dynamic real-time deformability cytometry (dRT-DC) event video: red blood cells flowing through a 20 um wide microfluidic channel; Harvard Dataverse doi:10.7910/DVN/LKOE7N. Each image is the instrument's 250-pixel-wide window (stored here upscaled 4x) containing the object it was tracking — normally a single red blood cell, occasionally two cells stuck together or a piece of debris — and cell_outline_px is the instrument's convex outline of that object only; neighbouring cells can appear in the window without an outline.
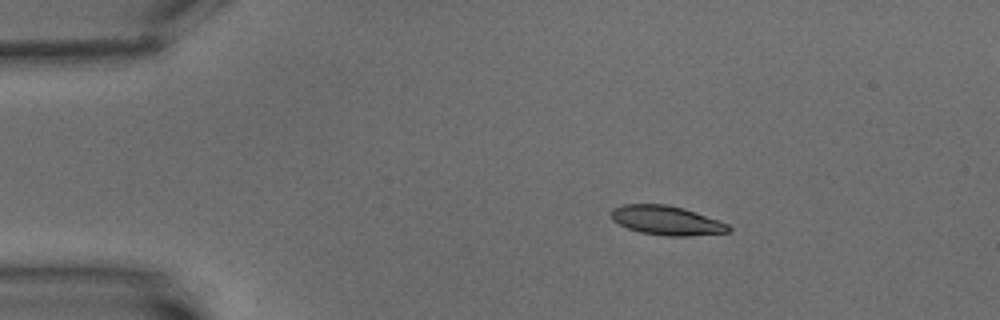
{"species": "common noctule bat (a hibernating species)", "species_latin": "Nyctalus noctula", "temperature_condition": "warm", "stored_images_in_passage": 9, "camera_frame_rate_fps": 3000, "um_per_image_px": 0.085, "animal": {"sex": "male", "body_mass_g": 15.6}, "frame": {"image": 1, "passage_image": 1, "time_ms": 0.0, "image_size_px": [1000, 320], "cell_outline_px": [[732, 228], [728, 232], [688, 236], [668, 236], [640, 232], [628, 228], [612, 220], [612, 208], [624, 204], [668, 204], [684, 208], [728, 224]], "centroid_in_image_um": [56.65, 18.73], "position_along_channel_um": 28.3, "area_um2": 19.83}}
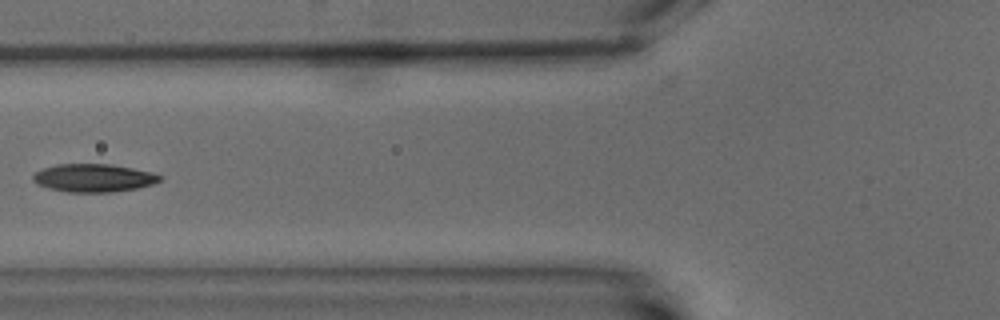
{"frame": {"image": 2, "passage_image": 5, "time_ms": 4.667, "image_size_px": [1000, 320], "cell_outline_px": [[164, 176], [160, 180], [152, 184], [136, 188], [112, 192], [68, 192], [48, 188], [36, 184], [32, 180], [32, 176], [36, 172], [44, 168], [56, 164], [112, 164], [152, 172]], "centroid_in_image_um": [7.95, 15.12], "position_along_channel_um": 117.9, "area_um2": 20.75}}
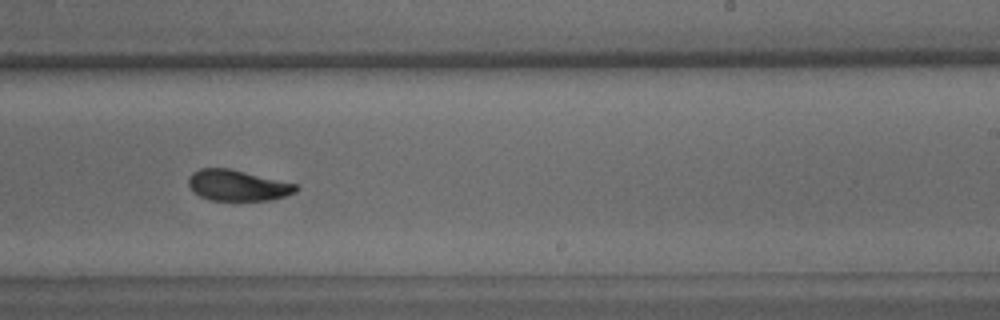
{"frame": {"image": 3, "passage_image": 9, "time_ms": 9.333, "image_size_px": [1000, 320], "cell_outline_px": [[300, 188], [296, 192], [284, 196], [268, 200], [212, 200], [200, 196], [192, 192], [188, 184], [188, 176], [192, 172], [200, 168], [228, 168], [296, 184]], "centroid_in_image_um": [20.15, 15.75], "position_along_channel_um": 268.9, "area_um2": 19.25}}